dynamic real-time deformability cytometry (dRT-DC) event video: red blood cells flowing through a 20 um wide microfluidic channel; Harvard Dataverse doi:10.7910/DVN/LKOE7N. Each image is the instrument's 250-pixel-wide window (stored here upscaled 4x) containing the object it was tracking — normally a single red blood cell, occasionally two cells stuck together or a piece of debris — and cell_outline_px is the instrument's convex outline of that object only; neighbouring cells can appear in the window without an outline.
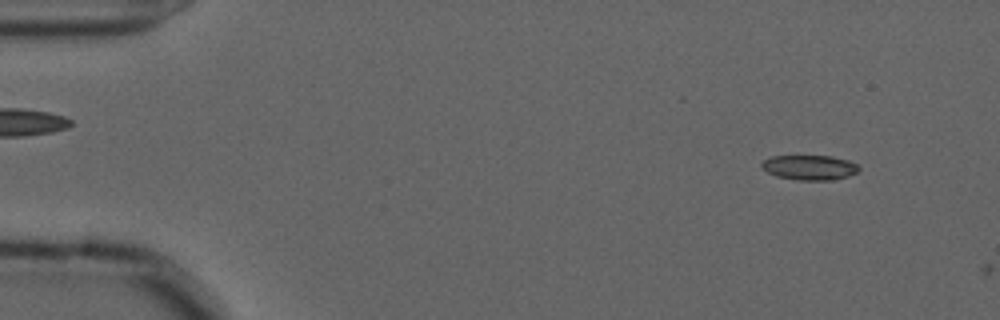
{"species": "common noctule bat (a hibernating species)", "species_latin": "Nyctalus noctula", "temperature_condition": "cold", "stored_images_in_passage": 6, "camera_frame_rate_fps": 3000, "um_per_image_px": 0.085, "animal": {"sex": "male", "forearm_length_mm": 52.5}, "frame": {"image": 1, "passage_image": 5, "time_ms": 1.333, "image_size_px": [1000, 320], "cell_outline_px": [[860, 168], [856, 172], [848, 176], [832, 180], [796, 180], [776, 176], [768, 172], [760, 164], [764, 160], [772, 156], [832, 156], [848, 160], [856, 164]], "centroid_in_image_um": [68.82, 14.24], "position_along_channel_um": 16.2, "area_um2": 13.99}}